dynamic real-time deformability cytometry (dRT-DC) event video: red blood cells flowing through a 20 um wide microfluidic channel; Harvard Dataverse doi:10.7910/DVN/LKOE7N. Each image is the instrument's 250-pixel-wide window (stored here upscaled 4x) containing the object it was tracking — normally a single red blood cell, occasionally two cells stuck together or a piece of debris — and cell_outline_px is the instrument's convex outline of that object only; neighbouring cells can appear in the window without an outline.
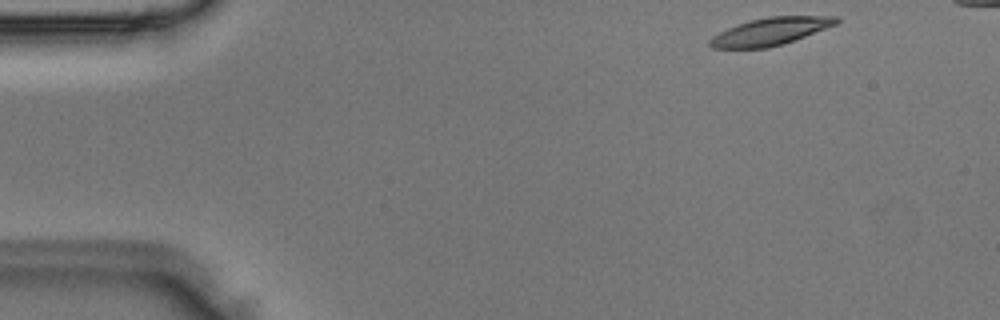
{"species": "Egyptian fruit bat (a non-hibernating species)", "species_latin": "Rousettus aegyptiacus", "temperature_condition": "room temperature", "stored_images_in_passage": 42, "camera_frame_rate_fps": 3000, "um_per_image_px": 0.085, "animal": {"sex": "male"}, "frame": {"image": 1, "passage_image": 1, "time_ms": 0.0, "image_size_px": [1000, 320], "cell_outline_px": [[840, 20], [836, 24], [804, 36], [768, 48], [712, 48], [708, 44], [708, 40], [712, 36], [736, 24], [748, 20], [768, 16], [840, 16]], "centroid_in_image_um": [65.44, 2.66], "position_along_channel_um": 19.6, "area_um2": 20.11}}
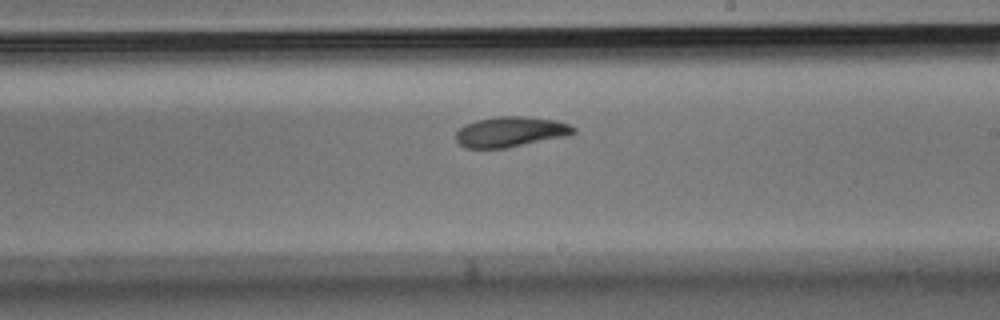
{"frame": {"image": 2, "passage_image": 24, "time_ms": 7.667, "image_size_px": [1000, 320], "cell_outline_px": [[576, 132], [572, 136], [504, 148], [464, 148], [456, 140], [456, 132], [464, 124], [476, 120], [496, 116], [528, 116], [556, 120], [568, 124], [576, 128]], "centroid_in_image_um": [43.44, 11.2], "position_along_channel_um": 245.6, "area_um2": 21.15}}
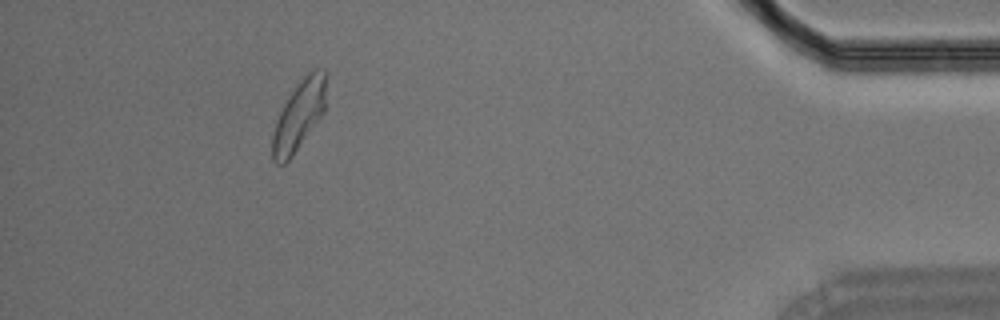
{"frame": {"image": 3, "passage_image": 40, "time_ms": 13.0, "image_size_px": [1000, 320], "cell_outline_px": [[328, 76], [324, 112], [292, 156], [284, 164], [276, 164], [272, 160], [272, 136], [276, 120], [284, 104], [300, 80], [308, 72], [316, 68], [324, 68], [328, 72]], "centroid_in_image_um": [25.45, 9.76], "position_along_channel_um": 409.8, "area_um2": 21.91}}